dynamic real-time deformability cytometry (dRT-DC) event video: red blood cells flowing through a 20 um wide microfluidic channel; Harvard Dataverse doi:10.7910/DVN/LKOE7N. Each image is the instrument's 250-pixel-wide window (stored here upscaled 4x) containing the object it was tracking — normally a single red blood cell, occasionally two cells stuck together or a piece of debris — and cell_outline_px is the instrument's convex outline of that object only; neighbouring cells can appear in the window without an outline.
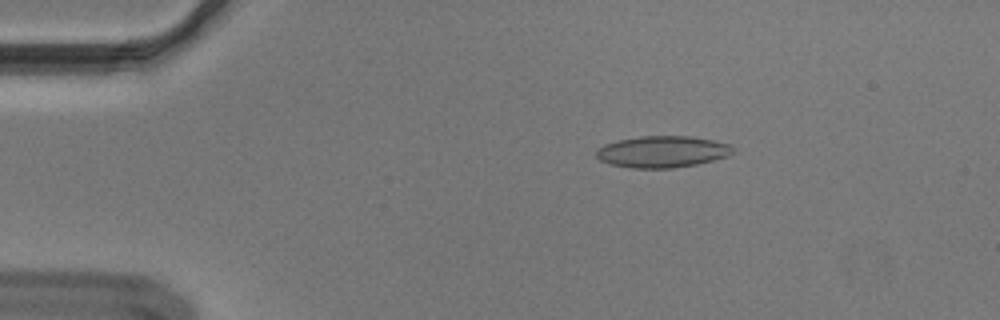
{"species": "Egyptian fruit bat (a non-hibernating species)", "species_latin": "Rousettus aegyptiacus", "temperature_condition": "cold", "stored_images_in_passage": 54, "camera_frame_rate_fps": 3000, "um_per_image_px": 0.085, "animal": {"sex": "male"}, "frame": {"image": 1, "passage_image": 9, "time_ms": 2.667, "image_size_px": [1000, 320], "cell_outline_px": [[736, 152], [728, 156], [696, 164], [672, 168], [632, 168], [608, 164], [600, 160], [596, 156], [596, 148], [604, 144], [620, 140], [640, 136], [688, 136], [712, 140], [732, 144]], "centroid_in_image_um": [56.3, 12.89], "position_along_channel_um": 28.7, "area_um2": 25.26}}
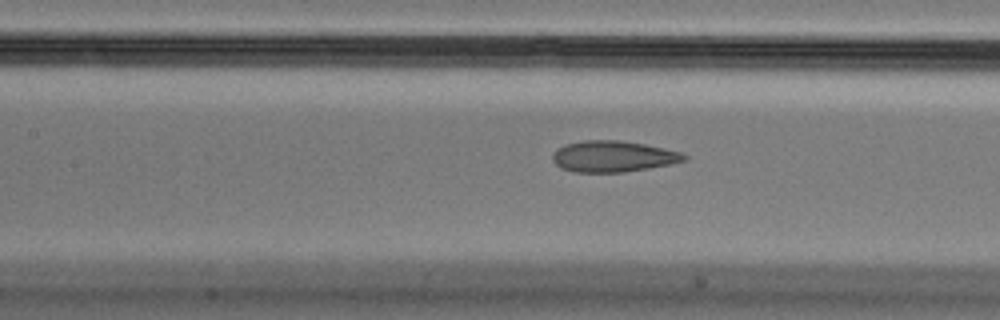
{"frame": {"image": 2, "passage_image": 24, "time_ms": 7.667, "image_size_px": [1000, 320], "cell_outline_px": [[688, 160], [672, 164], [624, 172], [576, 172], [564, 168], [556, 164], [552, 160], [552, 152], [556, 148], [564, 144], [584, 140], [620, 140], [644, 144], [664, 148], [680, 152], [688, 156]], "centroid_in_image_um": [52.11, 13.28], "position_along_channel_um": 155.3, "area_um2": 23.99}}
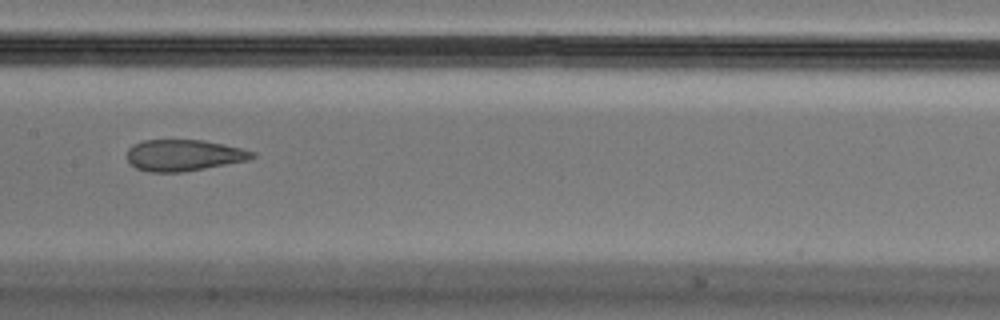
{"frame": {"image": 3, "passage_image": 27, "time_ms": 8.667, "image_size_px": [1000, 320], "cell_outline_px": [[256, 156], [248, 160], [184, 172], [148, 172], [136, 168], [128, 160], [128, 148], [132, 144], [144, 140], [204, 140], [224, 144], [256, 152]], "centroid_in_image_um": [15.62, 13.19], "position_along_channel_um": 191.8, "area_um2": 22.89}, "authors_computed_cell_mechanics": {"area_um2": 24.7384, "velocity_mm_per_s": 3.6474, "shape_relaxation_time_tau1_ms": null, "shape_relaxation_time_tau2_ms": 1.8367, "deformation_change_tau1": null, "deformation_change_tau2": 0.0809}}